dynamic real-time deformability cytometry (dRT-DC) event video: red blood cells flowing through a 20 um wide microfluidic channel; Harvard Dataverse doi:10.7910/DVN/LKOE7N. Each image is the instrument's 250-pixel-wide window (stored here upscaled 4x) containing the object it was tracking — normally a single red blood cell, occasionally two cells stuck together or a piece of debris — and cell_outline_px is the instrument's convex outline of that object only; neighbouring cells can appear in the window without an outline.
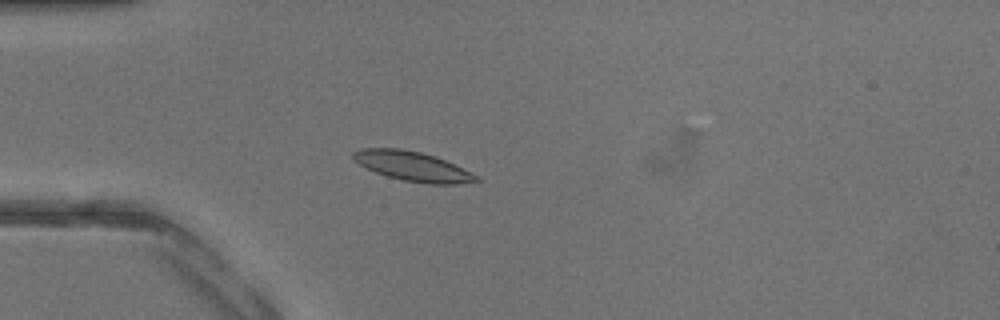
{"species": "common noctule bat (a hibernating species)", "species_latin": "Nyctalus noctula", "temperature_condition": "warm", "stored_images_in_passage": 42, "camera_frame_rate_fps": 3000, "um_per_image_px": 0.085, "animal": {"sex": "male", "body_mass_g": 13.3}, "frame": {"image": 1, "passage_image": 12, "time_ms": 3.667, "image_size_px": [1000, 320], "cell_outline_px": [[480, 180], [456, 184], [428, 184], [404, 180], [388, 176], [376, 172], [360, 164], [352, 156], [352, 152], [360, 148], [400, 148], [420, 152], [444, 160], [476, 176]], "centroid_in_image_um": [35.01, 14.12], "position_along_channel_um": 50.0, "area_um2": 20.52}}
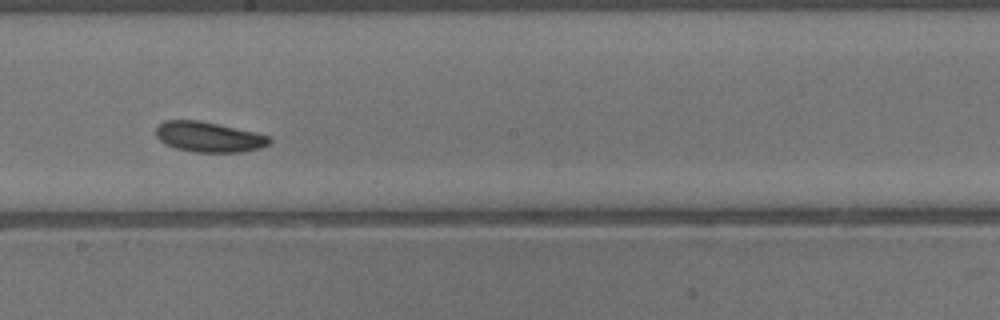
{"frame": {"image": 2, "passage_image": 24, "time_ms": 7.667, "image_size_px": [1000, 320], "cell_outline_px": [[272, 140], [268, 144], [260, 148], [240, 152], [196, 152], [176, 148], [164, 144], [156, 136], [156, 128], [164, 120], [200, 120], [256, 132], [272, 136]], "centroid_in_image_um": [17.77, 11.63], "position_along_channel_um": 230.4, "area_um2": 20.11}}
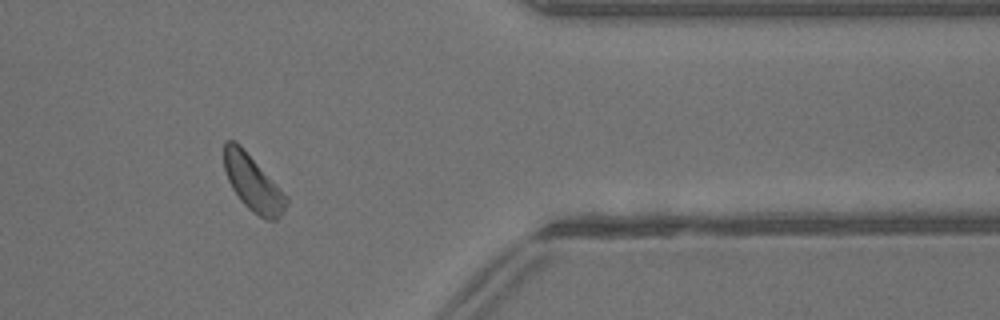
{"frame": {"image": 3, "passage_image": 35, "time_ms": 11.333, "image_size_px": [1000, 320], "cell_outline_px": [[288, 200], [284, 212], [276, 220], [264, 220], [252, 212], [240, 200], [232, 188], [228, 180], [224, 168], [224, 140], [236, 140], [240, 144], [288, 196]], "centroid_in_image_um": [21.5, 15.56], "position_along_channel_um": 389.9, "area_um2": 20.46}}